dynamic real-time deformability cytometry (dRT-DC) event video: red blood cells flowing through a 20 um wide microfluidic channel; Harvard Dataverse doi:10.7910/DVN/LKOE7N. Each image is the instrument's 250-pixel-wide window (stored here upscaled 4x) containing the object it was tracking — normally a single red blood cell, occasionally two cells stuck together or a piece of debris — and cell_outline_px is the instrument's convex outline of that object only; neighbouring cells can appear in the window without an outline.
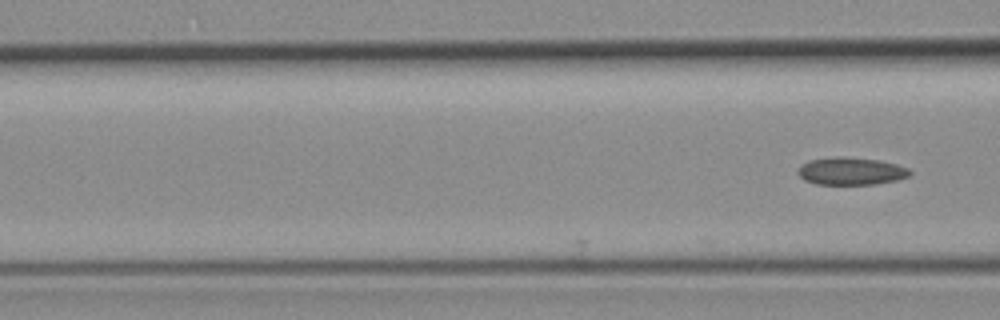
{"species": "common noctule bat (a hibernating species)", "species_latin": "Nyctalus noctula", "temperature_condition": "room temperature", "stored_images_in_passage": 15, "camera_frame_rate_fps": 3000, "um_per_image_px": 0.085, "animal": {"sex": "female", "body_mass_g": 19.3, "forearm_length_mm": 54.1}, "frame": {"image": 1, "passage_image": 15, "time_ms": 4.667, "image_size_px": [1000, 320], "cell_outline_px": [[912, 172], [908, 176], [900, 180], [876, 184], [816, 184], [804, 180], [796, 172], [804, 164], [812, 160], [880, 160], [896, 164], [908, 168]], "centroid_in_image_um": [72.42, 14.62], "position_along_channel_um": 94.2, "area_um2": 16.88}}